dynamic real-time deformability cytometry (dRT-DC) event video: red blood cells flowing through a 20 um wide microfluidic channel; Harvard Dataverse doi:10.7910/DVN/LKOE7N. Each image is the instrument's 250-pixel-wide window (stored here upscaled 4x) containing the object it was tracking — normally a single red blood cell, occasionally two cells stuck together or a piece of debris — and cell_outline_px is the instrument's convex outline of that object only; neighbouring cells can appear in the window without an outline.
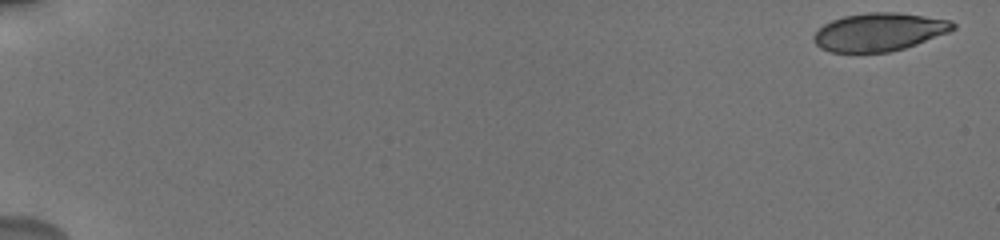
{"species": "human", "species_latin": "Homo sapiens", "temperature_condition": "cold", "stored_images_in_passage": 39, "camera_frame_rate_fps": 3000, "um_per_image_px": 0.085, "donor": {"sex": "male"}, "frame": {"image": 1, "passage_image": 1, "time_ms": 0.0, "image_size_px": [1000, 240], "cell_outline_px": [[956, 28], [948, 32], [916, 44], [904, 48], [888, 52], [828, 52], [820, 48], [812, 40], [812, 36], [824, 24], [832, 20], [844, 16], [868, 12], [896, 12], [952, 20], [956, 24]], "centroid_in_image_um": [74.71, 2.72], "position_along_channel_um": 10.3, "area_um2": 30.87}}
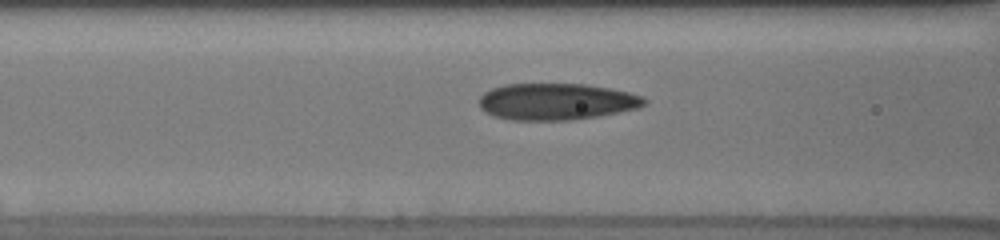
{"frame": {"image": 2, "passage_image": 14, "time_ms": 8.0, "image_size_px": [1000, 240], "cell_outline_px": [[648, 104], [640, 108], [596, 116], [572, 120], [512, 120], [492, 116], [484, 112], [480, 108], [480, 96], [484, 92], [492, 88], [504, 84], [584, 84], [608, 88], [628, 92], [644, 96], [648, 100]], "centroid_in_image_um": [47.3, 8.64], "position_along_channel_um": 119.3, "area_um2": 35.49}}
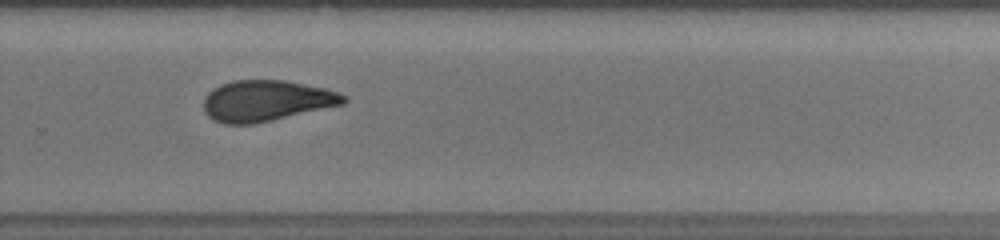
{"frame": {"image": 3, "passage_image": 27, "time_ms": 13.0, "image_size_px": [1000, 240], "cell_outline_px": [[348, 100], [344, 104], [272, 120], [252, 124], [224, 124], [208, 116], [204, 108], [204, 96], [212, 88], [220, 84], [232, 80], [284, 80], [324, 88], [348, 96]], "centroid_in_image_um": [22.62, 8.55], "position_along_channel_um": 307.2, "area_um2": 33.35}, "authors_computed_cell_mechanics": {"area_um2": 33.524, "velocity_mm_per_s": 3.7695, "shape_relaxation_time_tau1_ms": 5.084, "shape_relaxation_time_tau2_ms": 2.6135, "deformation_change_tau1": 0.1345, "deformation_change_tau2": 0.0774}}